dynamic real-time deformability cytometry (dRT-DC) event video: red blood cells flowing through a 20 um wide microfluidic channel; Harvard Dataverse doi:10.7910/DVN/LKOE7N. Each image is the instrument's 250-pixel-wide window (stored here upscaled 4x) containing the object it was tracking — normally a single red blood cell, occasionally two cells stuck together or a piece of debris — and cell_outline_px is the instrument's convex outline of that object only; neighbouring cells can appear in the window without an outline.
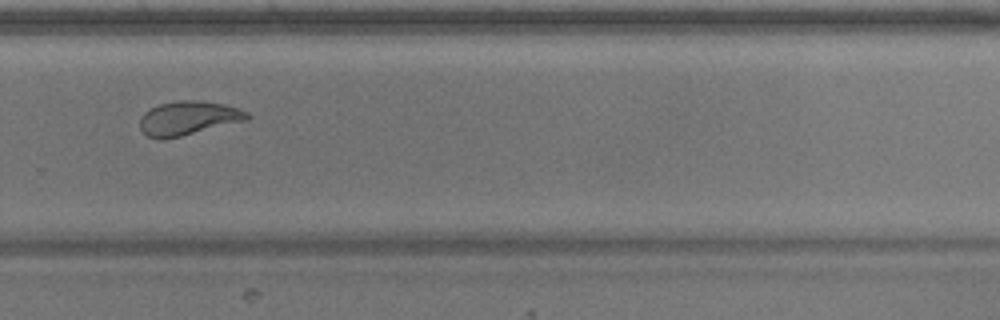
{"species": "common noctule bat (a hibernating species)", "species_latin": "Nyctalus noctula", "temperature_condition": "warm", "stored_images_in_passage": 39, "camera_frame_rate_fps": 3000, "um_per_image_px": 0.085, "animal": {"sex": "male", "body_mass_g": 17.9}, "frame": {"image": 1, "passage_image": 23, "time_ms": 7.333, "image_size_px": [1000, 320], "cell_outline_px": [[248, 120], [180, 136], [160, 140], [148, 136], [140, 128], [140, 116], [144, 112], [160, 104], [180, 100], [200, 100], [224, 104], [248, 112]], "centroid_in_image_um": [15.98, 10.04], "position_along_channel_um": 313.8, "area_um2": 21.04}, "authors_computed_cell_mechanics": {"area_um2": 20.9236, "velocity_mm_per_s": 3.7218, "shape_relaxation_time_tau1_ms": null, "shape_relaxation_time_tau2_ms": 1.5762, "deformation_change_tau1": null, "deformation_change_tau2": 0.068}}